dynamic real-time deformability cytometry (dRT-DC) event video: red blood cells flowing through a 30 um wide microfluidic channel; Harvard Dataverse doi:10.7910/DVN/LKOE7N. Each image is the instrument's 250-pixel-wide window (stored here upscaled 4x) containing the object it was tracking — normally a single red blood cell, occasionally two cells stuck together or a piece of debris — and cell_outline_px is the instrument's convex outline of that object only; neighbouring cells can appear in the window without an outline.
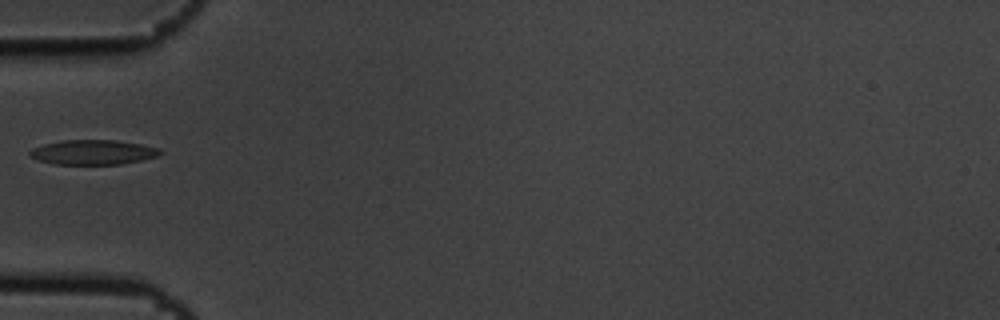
{"species": "common noctule bat (a hibernating species)", "species_latin": "Nyctalus noctula", "temperature_condition": "cold", "stored_images_in_passage": 2, "camera_frame_rate_fps": 3000, "um_per_image_px": 0.085, "animal": {"sex": "male", "body_mass_g": 19.5, "forearm_length_mm": 54.6}, "frame": {"image": 1, "passage_image": 2, "time_ms": 0.333, "image_size_px": [1000, 320], "cell_outline_px": [[164, 152], [156, 156], [140, 160], [120, 164], [52, 164], [40, 160], [32, 156], [28, 152], [32, 148], [44, 144], [64, 140], [116, 140], [140, 144], [160, 148]], "centroid_in_image_um": [7.92, 12.93], "position_along_channel_um": 77.1, "area_um2": 18.61}}